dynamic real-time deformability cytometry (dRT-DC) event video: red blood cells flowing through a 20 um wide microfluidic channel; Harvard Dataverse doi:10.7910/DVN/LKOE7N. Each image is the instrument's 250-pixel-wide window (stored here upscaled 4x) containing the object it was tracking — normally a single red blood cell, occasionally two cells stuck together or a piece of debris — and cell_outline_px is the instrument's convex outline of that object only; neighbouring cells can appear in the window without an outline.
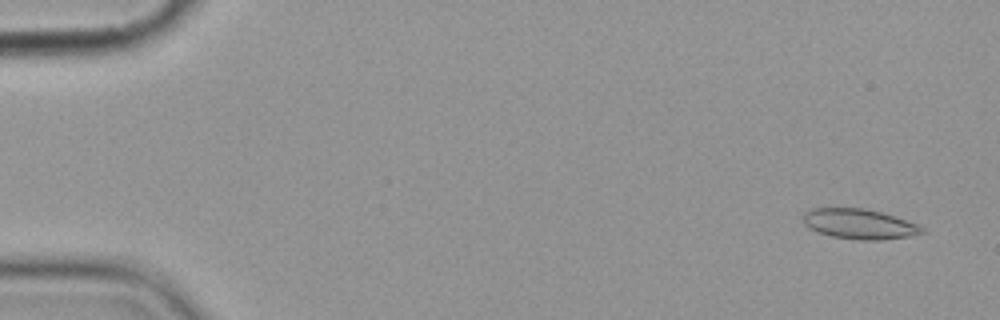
{"species": "common noctule bat (a hibernating species)", "species_latin": "Nyctalus noctula", "temperature_condition": "cold", "stored_images_in_passage": 5, "segment_of_instrument_passage": [1, 2], "camera_frame_rate_fps": 3000, "um_per_image_px": 0.085, "animal": {"sex": "female", "body_mass_g": 19.9}, "frame": {"image": 1, "passage_image": 1, "time_ms": 0.0, "image_size_px": [1000, 320], "cell_outline_px": [[928, 232], [908, 236], [880, 240], [860, 240], [832, 236], [808, 228], [804, 224], [804, 212], [812, 208], [864, 208], [880, 212], [916, 224], [924, 228]], "centroid_in_image_um": [73.03, 19.04], "position_along_channel_um": 12.0, "area_um2": 20.58}}